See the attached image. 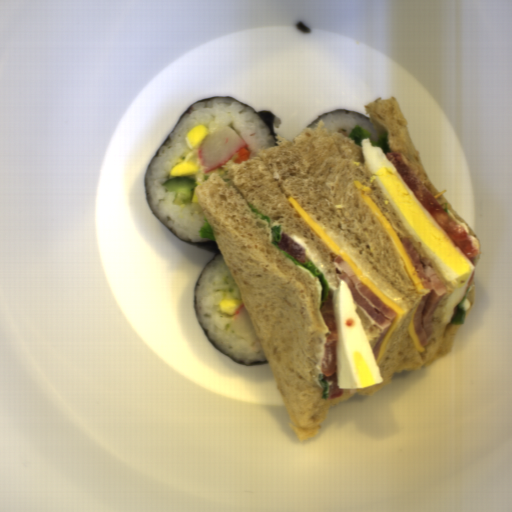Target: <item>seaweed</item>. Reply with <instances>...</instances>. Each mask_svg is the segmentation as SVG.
Listing matches in <instances>:
<instances>
[{
  "instance_id": "1",
  "label": "seaweed",
  "mask_w": 512,
  "mask_h": 512,
  "mask_svg": "<svg viewBox=\"0 0 512 512\" xmlns=\"http://www.w3.org/2000/svg\"><path fill=\"white\" fill-rule=\"evenodd\" d=\"M209 99H231V100H234L236 102H239L241 104H243L244 106L248 107L249 109H251L252 111H254L265 123L276 147L279 146V144L277 143L276 141V138L275 136H277L275 134V131H274V116L272 114L271 111H268V110H261V111H256L252 106L232 97V96H216V97H211V98H205V99H200L198 101H196L195 103L191 104L181 115L180 117L178 118V120L176 121L175 125L173 126V128L171 129V131L169 132V134L167 135V137L165 138V140L162 142V144L160 145V147L158 148V150L155 152V154L153 155L151 161L149 162L148 166H147V169H146V173H145V177H144V197L146 199V202H147V205L150 209V211L152 212L153 216L159 221V223L165 228L167 229L172 235H174L177 239L187 243V244H190V245H193V246H196L198 248H201V249H204V250H208V251H211L213 253V256L208 260V262L206 263V265L204 266V268L202 269V271L200 272L199 276H198V280H197V284H196V288H195V293H194V301H193V307H194V311H195V316H196V320L204 334V336L207 338V340L209 341V343L212 345V347L214 349H216L218 352H220L222 355H224L225 357H227L228 359L234 361L235 363L237 364H242V365H257V364H267L269 363L268 360L267 361H259V362H254V363H244V362H240L236 359H234L233 357L229 356L228 354H226L225 352H223L222 350H220L219 348H217L215 346V344L212 342V340L210 339V337L208 336L207 332L205 331L204 327L202 326L200 320H199V316H198V312H197V308H196V297H197V288H198V285H199V281H200V278L202 276V274L205 272V270L208 268V266L213 262L215 261L219 256L222 255L221 253V250L217 244L216 241H213L211 239H209L208 241H186V240H183L181 238H179L177 235H175L170 229H168L164 224L163 222L157 217V215L154 213L152 207H151V204L148 200V190H147V177H148V170H149V166L151 164V162L153 161L154 157L160 152V150L162 149V147L165 145V143L167 142L169 136L171 135V133L174 131V129L177 127V125L179 124V122L181 121V119L183 118V116L188 112V110L196 105L197 103L203 101V100H209Z\"/></svg>"
},
{
  "instance_id": "2",
  "label": "seaweed",
  "mask_w": 512,
  "mask_h": 512,
  "mask_svg": "<svg viewBox=\"0 0 512 512\" xmlns=\"http://www.w3.org/2000/svg\"><path fill=\"white\" fill-rule=\"evenodd\" d=\"M336 111H345V112H346V114H347V113H353V114H356V115H358V116H360V117H362V118H364V119H366V120L370 121V118H368L367 116H365V115H363V114H360V113H358V112H354V111L347 110V109H339V110L330 111V112H328V113H325V114H323V115H320V116H319V117H317L313 122H311V123L308 125V127H307V128H310V127H311V126H312V125H313V124H314V123H315L319 118H321L322 116H324V115H326V114H329V113H331V112H336ZM370 122H371V121H370Z\"/></svg>"
}]
</instances>
